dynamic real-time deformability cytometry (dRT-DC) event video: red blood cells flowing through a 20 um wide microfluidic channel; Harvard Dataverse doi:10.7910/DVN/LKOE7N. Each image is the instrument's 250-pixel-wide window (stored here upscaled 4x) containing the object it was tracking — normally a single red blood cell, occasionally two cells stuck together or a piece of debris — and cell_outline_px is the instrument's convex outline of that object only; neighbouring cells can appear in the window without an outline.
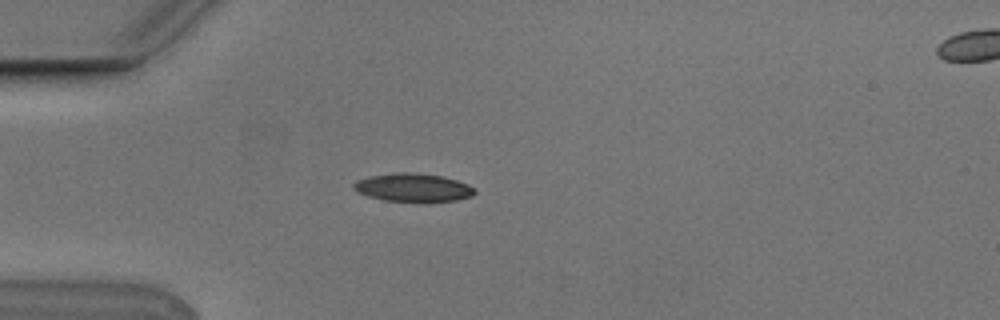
{"species": "Egyptian fruit bat (a non-hibernating species)", "species_latin": "Rousettus aegyptiacus", "temperature_condition": "cold", "stored_images_in_passage": 3, "camera_frame_rate_fps": 3000, "um_per_image_px": 0.085, "animal": {"sex": "male"}, "frame": {"image": 1, "passage_image": 3, "time_ms": 0.667, "image_size_px": [1000, 320], "cell_outline_px": [[476, 192], [472, 196], [456, 200], [424, 204], [420, 204], [384, 200], [368, 196], [356, 192], [352, 188], [352, 184], [356, 180], [368, 176], [392, 172], [416, 172], [444, 176], [468, 184], [476, 188]], "centroid_in_image_um": [35.11, 15.96], "position_along_channel_um": 49.9, "area_um2": 20.98}}